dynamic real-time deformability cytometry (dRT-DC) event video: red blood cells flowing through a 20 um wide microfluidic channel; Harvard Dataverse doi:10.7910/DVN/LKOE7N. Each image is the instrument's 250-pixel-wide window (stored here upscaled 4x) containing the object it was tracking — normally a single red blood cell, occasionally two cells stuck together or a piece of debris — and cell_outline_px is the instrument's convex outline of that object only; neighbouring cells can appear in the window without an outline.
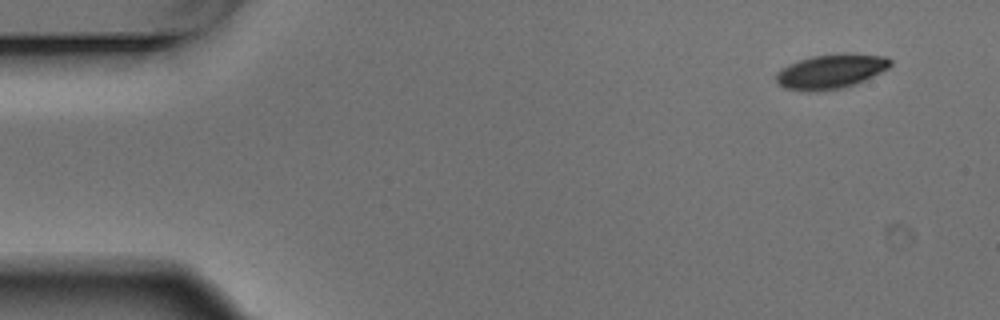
{"species": "Egyptian fruit bat (a non-hibernating species)", "species_latin": "Rousettus aegyptiacus", "temperature_condition": "warm", "stored_images_in_passage": 5, "camera_frame_rate_fps": 3000, "um_per_image_px": 0.085, "animal": {"sex": "male"}, "frame": {"image": 1, "passage_image": 1, "time_ms": 0.0, "image_size_px": [1000, 320], "cell_outline_px": [[892, 64], [888, 68], [856, 84], [844, 88], [816, 92], [808, 92], [784, 88], [776, 80], [776, 72], [780, 68], [788, 64], [812, 56], [848, 52], [852, 52], [888, 56], [892, 60]], "centroid_in_image_um": [70.64, 6.06], "position_along_channel_um": 14.4, "area_um2": 23.41}}